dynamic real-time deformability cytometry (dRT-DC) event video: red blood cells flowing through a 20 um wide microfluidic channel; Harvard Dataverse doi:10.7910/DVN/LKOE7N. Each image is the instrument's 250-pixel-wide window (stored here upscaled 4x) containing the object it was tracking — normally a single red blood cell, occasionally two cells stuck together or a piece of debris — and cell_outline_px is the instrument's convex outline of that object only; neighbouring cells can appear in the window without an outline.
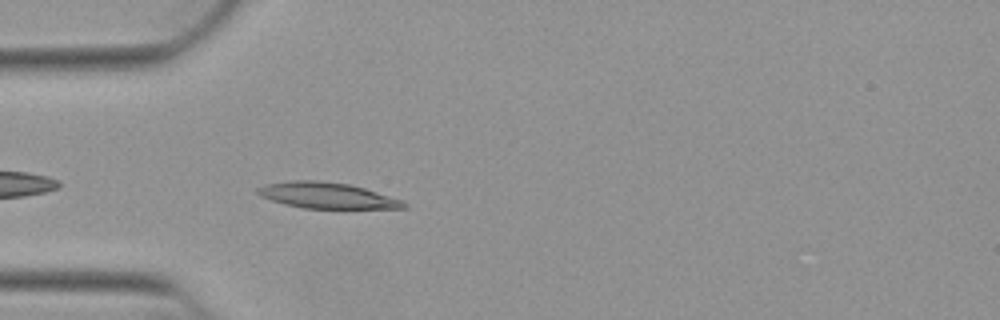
{"species": "Egyptian fruit bat (a non-hibernating species)", "species_latin": "Rousettus aegyptiacus", "temperature_condition": "warm", "stored_images_in_passage": 34, "camera_frame_rate_fps": 3000, "um_per_image_px": 0.085, "animal": {"sex": "female"}, "frame": {"image": 1, "passage_image": 3, "time_ms": 0.667, "image_size_px": [1000, 320], "cell_outline_px": [[408, 208], [304, 208], [284, 204], [260, 196], [256, 192], [256, 188], [264, 184], [292, 180], [316, 180], [348, 184], [364, 188], [404, 200], [408, 204]], "centroid_in_image_um": [27.79, 16.61], "position_along_channel_um": 57.2, "area_um2": 22.08}}
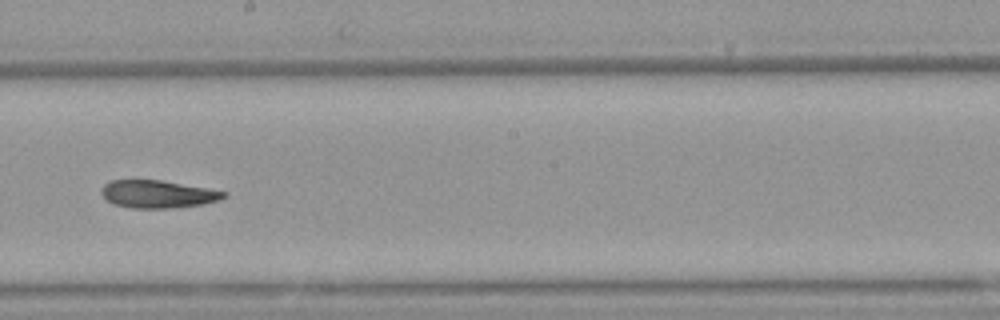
{"frame": {"image": 2, "passage_image": 17, "time_ms": 5.333, "image_size_px": [1000, 320], "cell_outline_px": [[228, 196], [220, 200], [200, 204], [172, 208], [132, 208], [112, 204], [100, 192], [100, 188], [104, 184], [112, 180], [160, 180], [208, 188], [228, 192]], "centroid_in_image_um": [13.41, 16.5], "position_along_channel_um": 234.8, "area_um2": 19.77}}
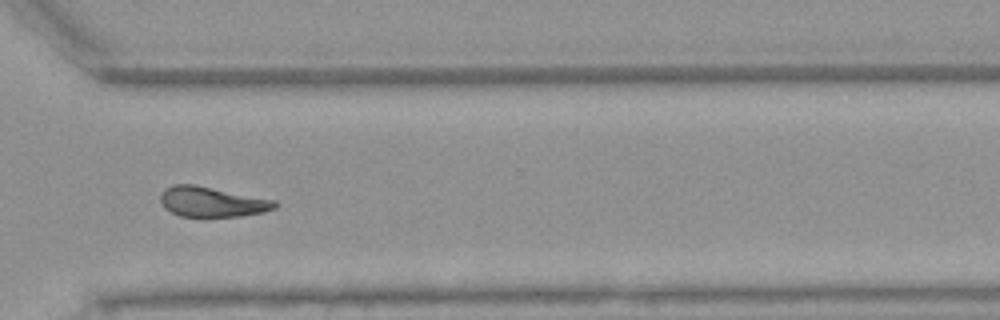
{"frame": {"image": 3, "passage_image": 26, "time_ms": 8.333, "image_size_px": [1000, 320], "cell_outline_px": [[276, 208], [264, 212], [240, 216], [180, 216], [164, 208], [160, 200], [160, 196], [164, 188], [172, 184], [196, 184], [276, 200]], "centroid_in_image_um": [18.01, 17.14], "position_along_channel_um": 352.6, "area_um2": 20.17}, "authors_computed_cell_mechanics": {"area_um2": 20.3745, "velocity_mm_per_s": 3.9228, "shape_relaxation_time_tau1_ms": 8.9624, "shape_relaxation_time_tau2_ms": 10.0018, "deformation_change_tau1": 0.2216, "deformation_change_tau2": 0.2105}}